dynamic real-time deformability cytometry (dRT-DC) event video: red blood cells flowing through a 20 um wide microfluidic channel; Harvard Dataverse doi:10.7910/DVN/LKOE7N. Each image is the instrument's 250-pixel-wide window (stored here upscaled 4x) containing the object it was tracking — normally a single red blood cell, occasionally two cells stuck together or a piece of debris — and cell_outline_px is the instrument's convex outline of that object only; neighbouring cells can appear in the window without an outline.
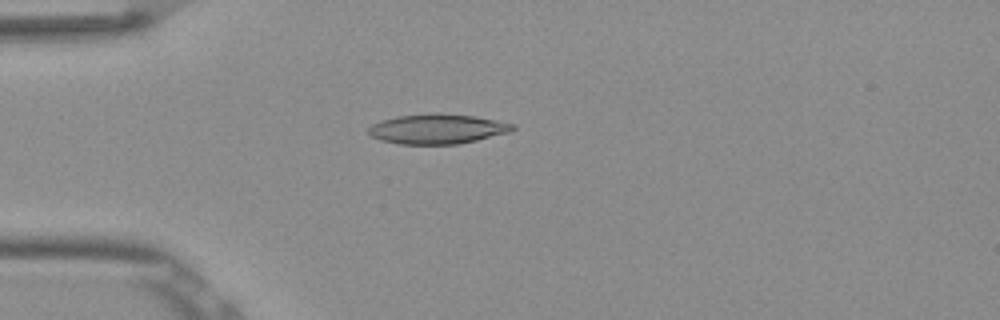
{"species": "Egyptian fruit bat (a non-hibernating species)", "species_latin": "Rousettus aegyptiacus", "temperature_condition": "room temperature", "stored_images_in_passage": 52, "camera_frame_rate_fps": 3000, "um_per_image_px": 0.085, "frame": {"image": 1, "passage_image": 14, "time_ms": 4.333, "image_size_px": [1000, 320], "cell_outline_px": [[516, 128], [508, 132], [460, 144], [400, 144], [380, 140], [372, 136], [368, 132], [368, 128], [372, 124], [380, 120], [396, 116], [472, 116], [496, 120], [516, 124]], "centroid_in_image_um": [37.16, 11.0], "position_along_channel_um": 47.8, "area_um2": 24.04}}
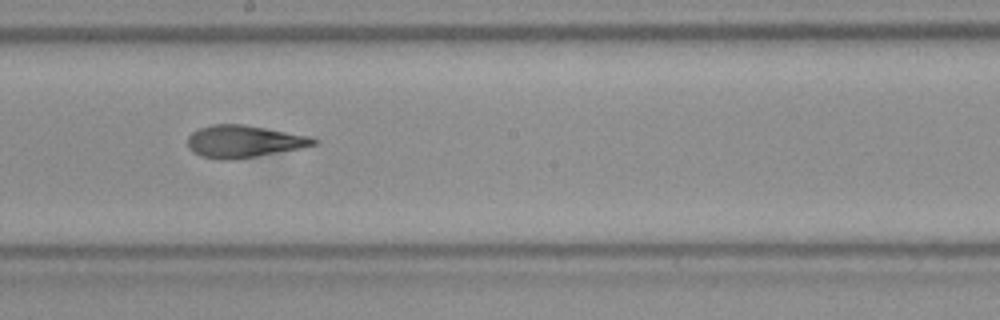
{"frame": {"image": 2, "passage_image": 29, "time_ms": 9.333, "image_size_px": [1000, 320], "cell_outline_px": [[320, 140], [316, 144], [300, 148], [232, 160], [220, 160], [200, 156], [192, 152], [188, 148], [188, 136], [192, 132], [200, 128], [212, 124], [244, 124], [312, 136]], "centroid_in_image_um": [20.71, 12.01], "position_along_channel_um": 227.5, "area_um2": 23.76}}
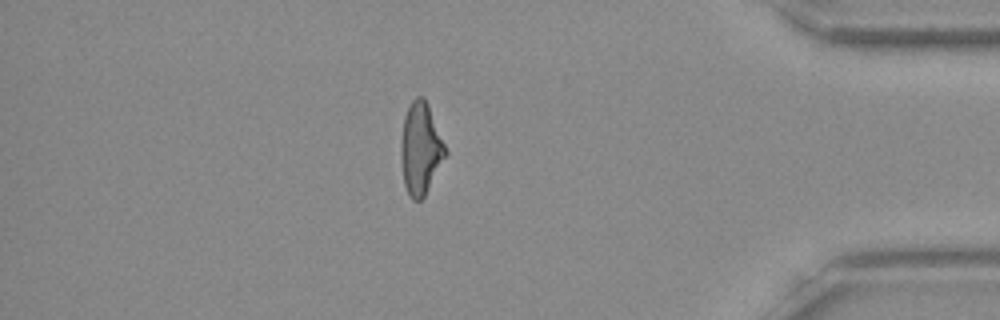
{"frame": {"image": 3, "passage_image": 45, "time_ms": 14.667, "image_size_px": [1000, 320], "cell_outline_px": [[448, 152], [424, 196], [420, 200], [412, 200], [404, 184], [400, 156], [400, 140], [404, 116], [412, 100], [416, 96], [424, 96], [428, 104]], "centroid_in_image_um": [35.73, 12.61], "position_along_channel_um": 399.5, "area_um2": 23.76}, "authors_computed_cell_mechanics": {"area_um2": 23.8714, "velocity_mm_per_s": 3.8951, "shape_relaxation_time_tau1_ms": 7.9545, "shape_relaxation_time_tau2_ms": 1.8945, "deformation_change_tau1": 0.2366, "deformation_change_tau2": 0.0955}}